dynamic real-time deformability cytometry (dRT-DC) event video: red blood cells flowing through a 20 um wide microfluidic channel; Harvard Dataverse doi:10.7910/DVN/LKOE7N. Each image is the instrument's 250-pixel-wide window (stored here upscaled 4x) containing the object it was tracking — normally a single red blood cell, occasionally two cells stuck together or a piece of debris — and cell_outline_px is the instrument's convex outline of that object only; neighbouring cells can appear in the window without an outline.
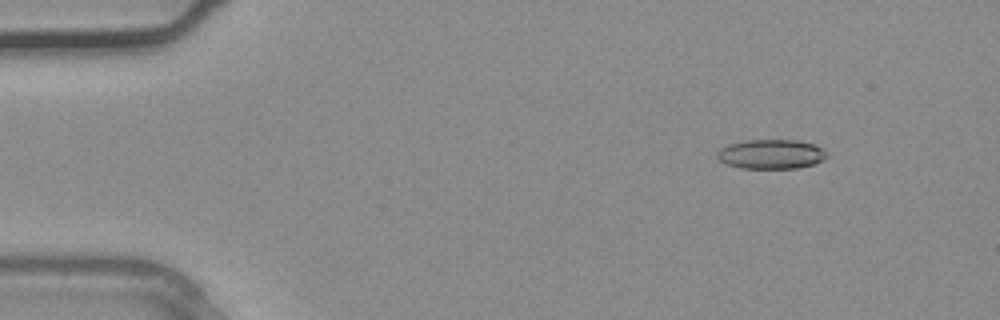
{"species": "common noctule bat (a hibernating species)", "species_latin": "Nyctalus noctula", "temperature_condition": "warm", "stored_images_in_passage": 36, "camera_frame_rate_fps": 3000, "um_per_image_px": 0.085, "animal": {"sex": "male", "body_mass_g": 20.4}, "frame": {"image": 1, "passage_image": 4, "time_ms": 1.0, "image_size_px": [1000, 320], "cell_outline_px": [[828, 156], [824, 160], [812, 164], [796, 168], [740, 168], [724, 164], [716, 156], [716, 152], [720, 148], [744, 140], [796, 140], [812, 144], [820, 148]], "centroid_in_image_um": [65.5, 13.11], "position_along_channel_um": 19.5, "area_um2": 18.67}}
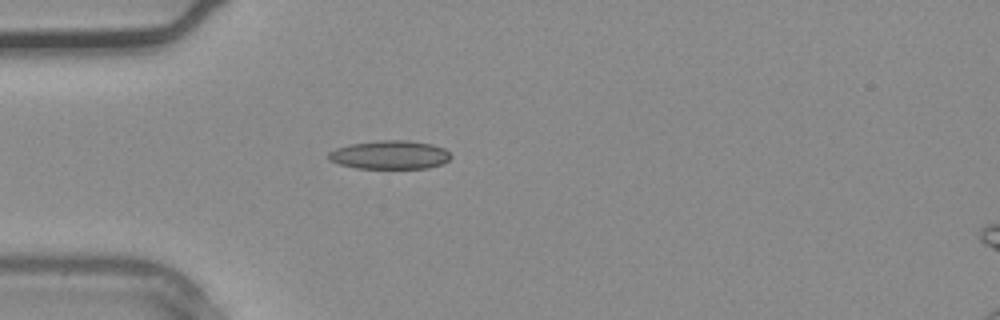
{"frame": {"image": 2, "passage_image": 10, "time_ms": 3.0, "image_size_px": [1000, 320], "cell_outline_px": [[452, 156], [444, 164], [428, 168], [356, 168], [340, 164], [328, 160], [328, 152], [336, 148], [348, 144], [380, 140], [408, 140], [432, 144], [444, 148]], "centroid_in_image_um": [33.14, 13.16], "position_along_channel_um": 51.9, "area_um2": 20.52}}
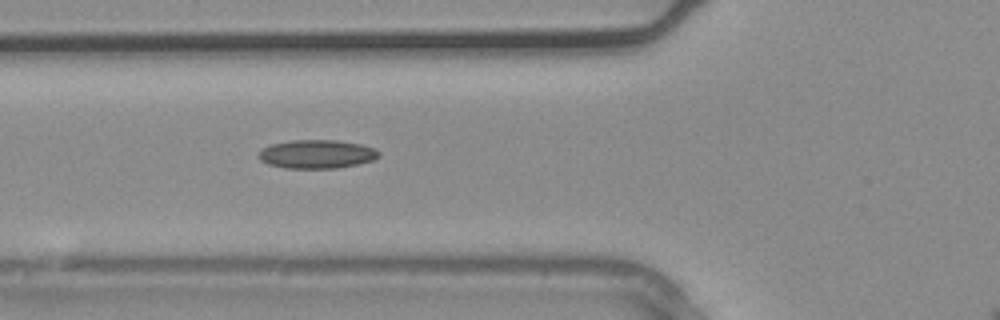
{"frame": {"image": 3, "passage_image": 13, "time_ms": 4.0, "image_size_px": [1000, 320], "cell_outline_px": [[380, 156], [372, 160], [356, 164], [336, 168], [284, 168], [268, 164], [260, 160], [256, 156], [264, 148], [272, 144], [292, 140], [336, 140], [360, 144], [372, 148], [380, 152]], "centroid_in_image_um": [26.9, 13.1], "position_along_channel_um": 98.9, "area_um2": 19.88}}